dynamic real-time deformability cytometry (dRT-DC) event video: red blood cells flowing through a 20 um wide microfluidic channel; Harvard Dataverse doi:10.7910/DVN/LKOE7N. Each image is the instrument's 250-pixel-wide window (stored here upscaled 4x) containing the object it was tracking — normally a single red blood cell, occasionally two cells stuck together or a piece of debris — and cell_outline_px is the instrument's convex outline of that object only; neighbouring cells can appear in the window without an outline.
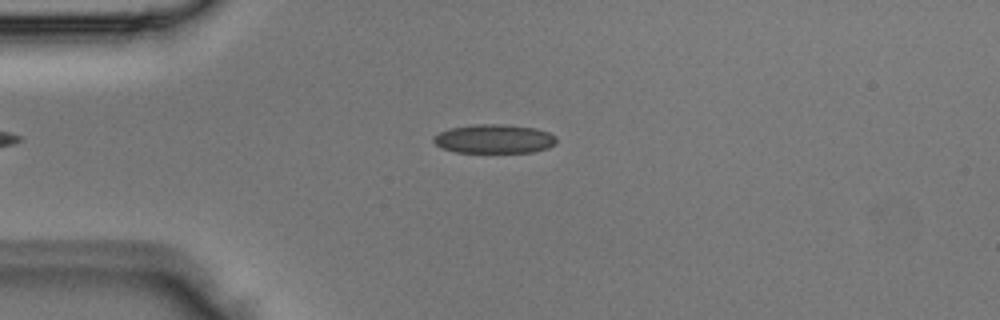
{"species": "Egyptian fruit bat (a non-hibernating species)", "species_latin": "Rousettus aegyptiacus", "temperature_condition": "room temperature", "stored_images_in_passage": 1, "camera_frame_rate_fps": 3000, "um_per_image_px": 0.085, "animal": {"sex": "male"}, "frame": {"image": 1, "passage_image": 1, "time_ms": 0.0, "image_size_px": [1000, 320], "cell_outline_px": [[556, 144], [548, 148], [532, 152], [456, 152], [444, 148], [436, 144], [432, 140], [432, 136], [448, 128], [472, 124], [508, 124], [536, 128], [548, 132], [556, 136]], "centroid_in_image_um": [42.01, 11.79], "position_along_channel_um": 43.0, "area_um2": 20.92}}